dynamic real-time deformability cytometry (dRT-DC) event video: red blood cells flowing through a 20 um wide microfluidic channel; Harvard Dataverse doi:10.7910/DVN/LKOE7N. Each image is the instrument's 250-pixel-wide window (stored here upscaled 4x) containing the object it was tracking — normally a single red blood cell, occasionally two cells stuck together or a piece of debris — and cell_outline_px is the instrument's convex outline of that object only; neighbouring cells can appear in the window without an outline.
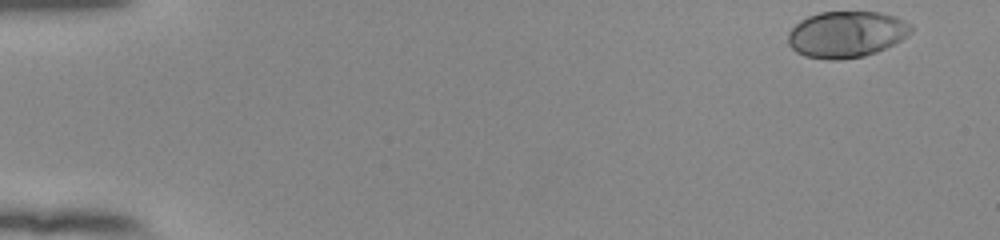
{"species": "human", "species_latin": "Homo sapiens", "temperature_condition": "room temperature", "stored_images_in_passage": 51, "camera_frame_rate_fps": 3000, "um_per_image_px": 0.085, "donor": {"sex": "female"}, "frame": {"image": 1, "passage_image": 1, "time_ms": 0.0, "image_size_px": [1000, 240], "cell_outline_px": [[912, 32], [908, 36], [876, 52], [864, 56], [840, 60], [832, 60], [804, 56], [796, 52], [788, 44], [788, 32], [800, 20], [808, 16], [820, 12], [880, 12], [896, 16], [912, 24]], "centroid_in_image_um": [71.95, 2.91], "position_along_channel_um": 13.1, "area_um2": 33.35}}
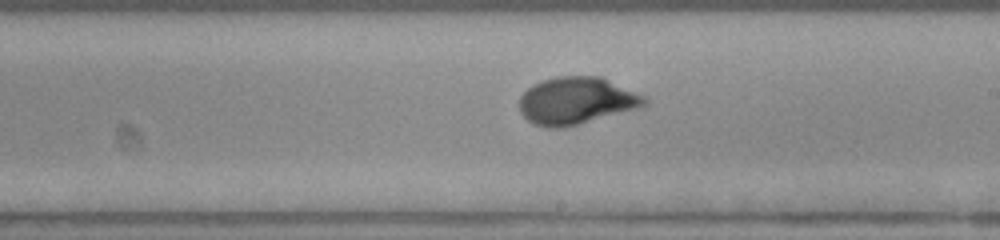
{"frame": {"image": 2, "passage_image": 30, "time_ms": 9.667, "image_size_px": [1000, 240], "cell_outline_px": [[648, 104], [636, 108], [564, 128], [548, 128], [532, 124], [520, 112], [520, 96], [532, 84], [556, 76], [600, 76], [648, 96]], "centroid_in_image_um": [49.0, 8.55], "position_along_channel_um": 240.0, "area_um2": 34.51}}
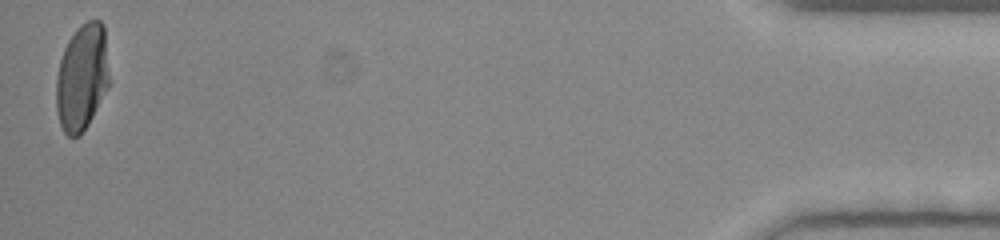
{"frame": {"image": 3, "passage_image": 51, "time_ms": 16.667, "image_size_px": [1000, 240], "cell_outline_px": [[108, 88], [88, 124], [80, 136], [68, 136], [64, 132], [60, 124], [56, 108], [56, 76], [60, 60], [64, 48], [68, 40], [76, 28], [80, 24], [88, 20], [100, 20], [104, 24], [108, 72]], "centroid_in_image_um": [6.95, 6.56], "position_along_channel_um": 428.2, "area_um2": 33.0}, "authors_computed_cell_mechanics": {"area_um2": 33.0616, "velocity_mm_per_s": 3.8892, "shape_relaxation_time_tau1_ms": 4.0589, "shape_relaxation_time_tau2_ms": null, "deformation_change_tau1": 0.1884, "deformation_change_tau2": null}}